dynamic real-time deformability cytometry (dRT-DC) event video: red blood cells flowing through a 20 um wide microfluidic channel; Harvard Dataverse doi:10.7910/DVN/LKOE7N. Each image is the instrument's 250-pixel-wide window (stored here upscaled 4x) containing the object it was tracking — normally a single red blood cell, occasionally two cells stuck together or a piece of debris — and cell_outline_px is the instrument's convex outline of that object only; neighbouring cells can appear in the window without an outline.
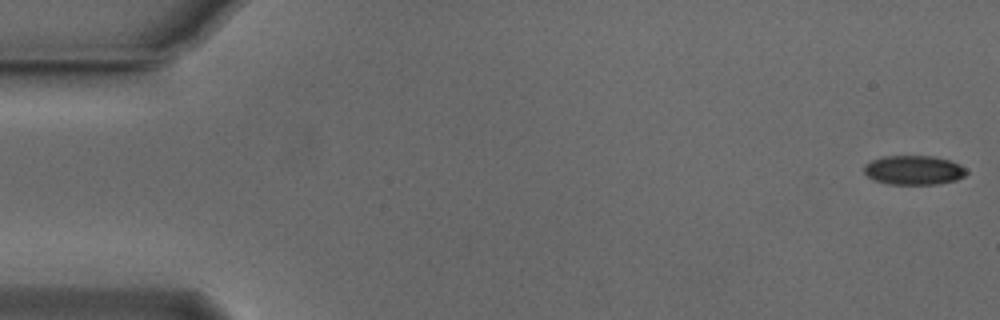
{"species": "Egyptian fruit bat (a non-hibernating species)", "species_latin": "Rousettus aegyptiacus", "temperature_condition": "cold", "stored_images_in_passage": 7, "camera_frame_rate_fps": 3000, "um_per_image_px": 0.085, "animal": {"sex": "male"}, "frame": {"image": 1, "passage_image": 1, "time_ms": 0.0, "image_size_px": [1000, 320], "cell_outline_px": [[968, 172], [964, 176], [956, 180], [936, 184], [888, 184], [872, 180], [864, 172], [864, 164], [872, 160], [884, 156], [932, 156], [948, 160], [960, 164]], "centroid_in_image_um": [77.64, 14.46], "position_along_channel_um": 7.4, "area_um2": 17.46}}